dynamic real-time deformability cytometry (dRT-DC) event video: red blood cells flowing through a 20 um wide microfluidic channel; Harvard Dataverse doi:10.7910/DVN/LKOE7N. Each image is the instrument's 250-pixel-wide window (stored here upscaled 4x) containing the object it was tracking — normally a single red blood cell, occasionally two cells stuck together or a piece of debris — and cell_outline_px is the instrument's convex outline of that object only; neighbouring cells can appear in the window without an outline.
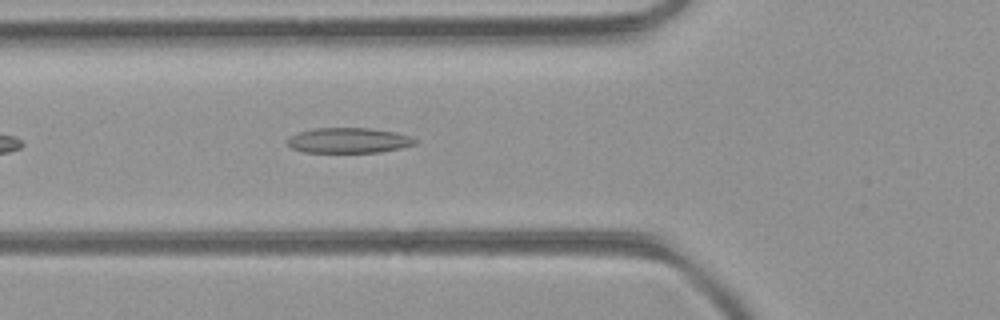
{"species": "common noctule bat (a hibernating species)", "species_latin": "Nyctalus noctula", "temperature_condition": "room temperature", "stored_images_in_passage": 8, "camera_frame_rate_fps": 3000, "um_per_image_px": 0.085, "animal": {"sex": "female", "body_mass_g": 21.9}, "frame": {"image": 1, "passage_image": 6, "time_ms": 1.667, "image_size_px": [1000, 320], "cell_outline_px": [[416, 144], [400, 148], [380, 152], [304, 152], [292, 148], [284, 144], [284, 140], [288, 136], [312, 128], [368, 128], [392, 132], [408, 136], [416, 140]], "centroid_in_image_um": [29.53, 11.94], "position_along_channel_um": 96.3, "area_um2": 18.79}}